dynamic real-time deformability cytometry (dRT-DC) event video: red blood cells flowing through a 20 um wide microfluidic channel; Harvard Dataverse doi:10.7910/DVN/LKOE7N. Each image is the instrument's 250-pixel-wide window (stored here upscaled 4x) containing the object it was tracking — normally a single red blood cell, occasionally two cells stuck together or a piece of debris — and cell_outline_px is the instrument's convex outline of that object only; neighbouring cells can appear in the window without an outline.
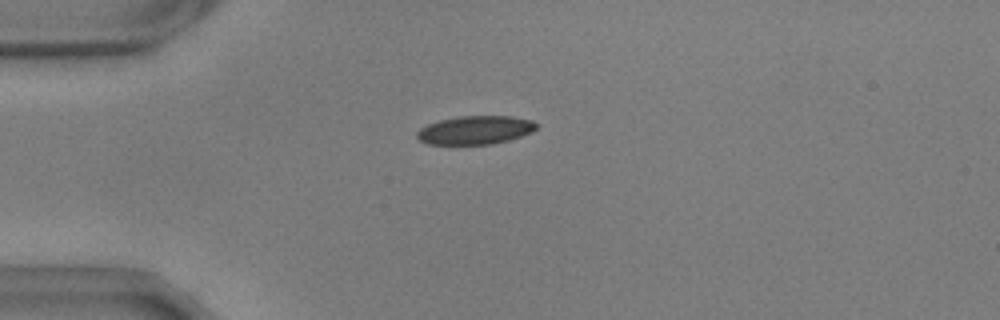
{"species": "common noctule bat (a hibernating species)", "species_latin": "Nyctalus noctula", "temperature_condition": "warm", "stored_images_in_passage": 34, "camera_frame_rate_fps": 3000, "um_per_image_px": 0.085, "animal": {"sex": "male", "body_mass_g": 17.9, "forearm_length_mm": 54.2}, "frame": {"image": 1, "passage_image": 1, "time_ms": 0.0, "image_size_px": [1000, 320], "cell_outline_px": [[536, 128], [532, 132], [508, 140], [492, 144], [428, 144], [420, 140], [416, 136], [416, 132], [420, 128], [428, 124], [440, 120], [460, 116], [512, 116], [532, 120], [536, 124]], "centroid_in_image_um": [40.39, 11.05], "position_along_channel_um": 44.6, "area_um2": 19.71}}
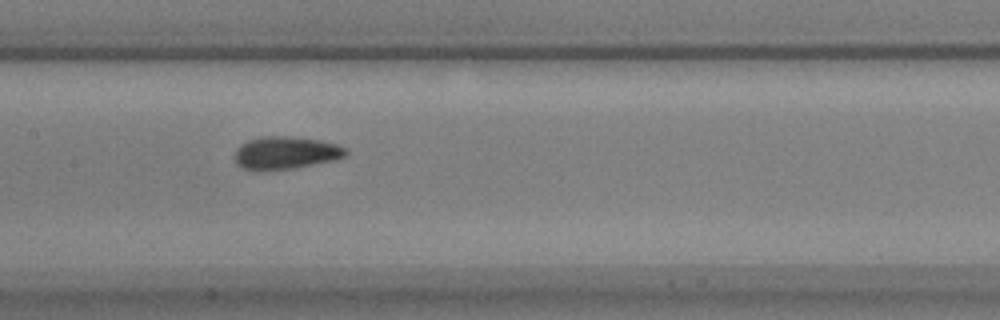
{"frame": {"image": 2, "passage_image": 14, "time_ms": 4.333, "image_size_px": [1000, 320], "cell_outline_px": [[348, 156], [336, 160], [292, 168], [240, 168], [236, 164], [236, 148], [248, 140], [264, 136], [284, 136], [320, 140], [336, 144], [348, 148]], "centroid_in_image_um": [24.36, 12.96], "position_along_channel_um": 183.0, "area_um2": 20.69}}
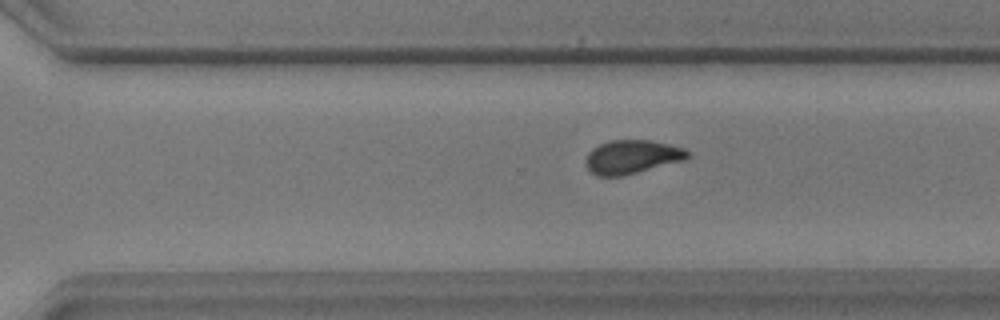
{"frame": {"image": 3, "passage_image": 25, "time_ms": 8.0, "image_size_px": [1000, 320], "cell_outline_px": [[692, 156], [684, 160], [624, 176], [596, 176], [584, 164], [584, 160], [588, 152], [592, 148], [608, 140], [648, 140], [668, 144], [684, 148]], "centroid_in_image_um": [53.69, 13.34], "position_along_channel_um": 316.9, "area_um2": 20.17}, "authors_computed_cell_mechanics": {"area_um2": 20.3456, "velocity_mm_per_s": 3.6609, "shape_relaxation_time_tau1_ms": 3.6227, "shape_relaxation_time_tau2_ms": 1.8059, "deformation_change_tau1": 0.1169, "deformation_change_tau2": 0.0483}}